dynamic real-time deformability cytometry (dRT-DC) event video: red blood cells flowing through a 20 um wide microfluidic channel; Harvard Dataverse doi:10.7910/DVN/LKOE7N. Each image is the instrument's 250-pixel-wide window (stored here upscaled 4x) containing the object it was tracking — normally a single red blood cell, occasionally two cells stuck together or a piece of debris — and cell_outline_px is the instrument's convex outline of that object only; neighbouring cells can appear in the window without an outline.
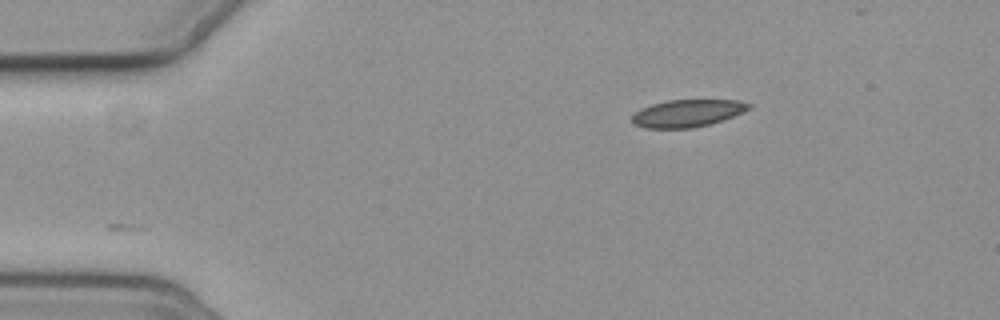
{"species": "common noctule bat (a hibernating species)", "species_latin": "Nyctalus noctula", "temperature_condition": "cold", "stored_images_in_passage": 3, "camera_frame_rate_fps": 3000, "um_per_image_px": 0.085, "animal": {"sex": "female", "body_mass_g": 19.3, "forearm_length_mm": 54.1}, "frame": {"image": 1, "passage_image": 1, "time_ms": 0.0, "image_size_px": [1000, 320], "cell_outline_px": [[752, 108], [732, 116], [708, 124], [692, 128], [644, 128], [636, 124], [632, 120], [632, 116], [640, 108], [652, 104], [668, 100], [736, 100], [752, 104]], "centroid_in_image_um": [58.42, 9.61], "position_along_channel_um": 26.6, "area_um2": 18.38}}
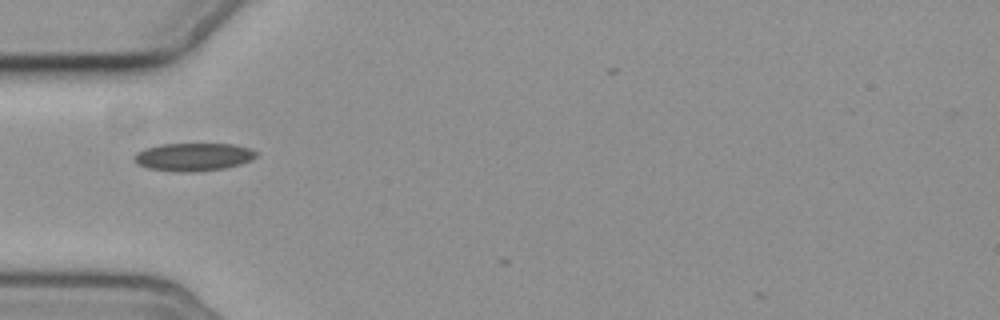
{"frame": {"image": 2, "passage_image": 3, "time_ms": 3.0, "image_size_px": [1000, 320], "cell_outline_px": [[260, 152], [252, 160], [240, 164], [224, 168], [192, 172], [176, 172], [148, 168], [140, 164], [132, 156], [136, 152], [144, 148], [164, 144], [232, 144], [248, 148]], "centroid_in_image_um": [16.45, 13.33], "position_along_channel_um": 68.5, "area_um2": 19.83}}